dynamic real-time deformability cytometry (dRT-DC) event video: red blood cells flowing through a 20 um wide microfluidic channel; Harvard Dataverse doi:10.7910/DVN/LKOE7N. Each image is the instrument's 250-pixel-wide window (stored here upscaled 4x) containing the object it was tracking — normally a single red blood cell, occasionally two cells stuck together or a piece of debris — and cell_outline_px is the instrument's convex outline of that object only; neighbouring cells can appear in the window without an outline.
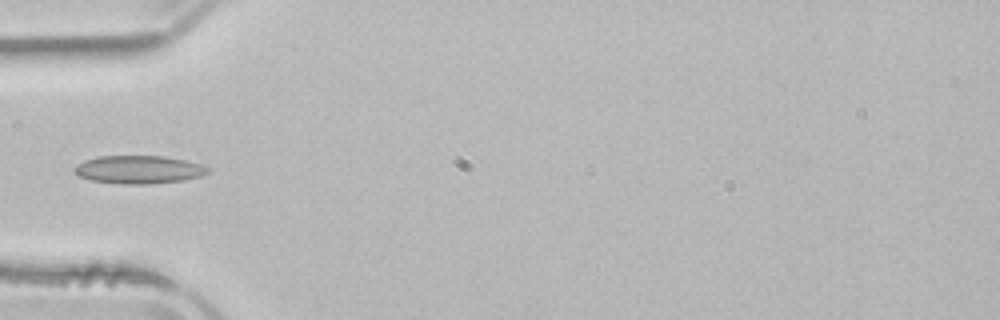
{"species": "common noctule bat (a hibernating species)", "species_latin": "Nyctalus noctula", "temperature_condition": "room temperature", "stored_images_in_passage": 4, "camera_frame_rate_fps": 3000, "um_per_image_px": 0.085, "animal": {"sex": "male", "body_mass_g": 21.5, "forearm_length_mm": 52.0}, "frame": {"image": 1, "passage_image": 4, "time_ms": 4.0, "image_size_px": [1000, 320], "cell_outline_px": [[212, 172], [200, 176], [180, 180], [148, 184], [120, 184], [92, 180], [80, 176], [72, 168], [76, 164], [84, 160], [96, 156], [164, 156], [184, 160], [200, 164], [212, 168]], "centroid_in_image_um": [11.8, 14.4], "position_along_channel_um": 73.2, "area_um2": 21.85}}